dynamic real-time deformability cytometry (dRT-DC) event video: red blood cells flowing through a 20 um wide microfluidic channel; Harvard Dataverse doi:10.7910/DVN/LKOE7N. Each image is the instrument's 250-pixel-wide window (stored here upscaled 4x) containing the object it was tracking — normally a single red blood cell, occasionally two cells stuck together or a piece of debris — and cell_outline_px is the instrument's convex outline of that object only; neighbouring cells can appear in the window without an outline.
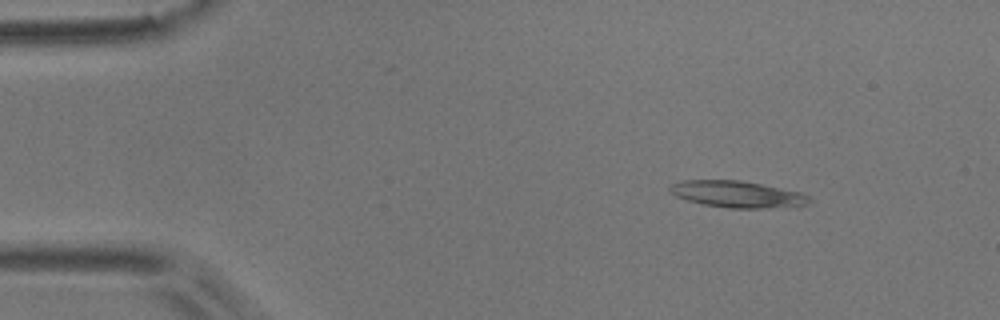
{"species": "common noctule bat (a hibernating species)", "species_latin": "Nyctalus noctula", "temperature_condition": "room temperature", "stored_images_in_passage": 2, "camera_frame_rate_fps": 3000, "um_per_image_px": 0.085, "animal": {"sex": "male", "body_mass_g": 17.9}, "frame": {"image": 1, "passage_image": 1, "time_ms": 0.0, "image_size_px": [1000, 320], "cell_outline_px": [[812, 200], [808, 204], [764, 208], [728, 208], [704, 204], [688, 200], [676, 196], [668, 188], [668, 184], [684, 180], [740, 180], [800, 192], [808, 196]], "centroid_in_image_um": [62.63, 16.5], "position_along_channel_um": 22.4, "area_um2": 21.33}}